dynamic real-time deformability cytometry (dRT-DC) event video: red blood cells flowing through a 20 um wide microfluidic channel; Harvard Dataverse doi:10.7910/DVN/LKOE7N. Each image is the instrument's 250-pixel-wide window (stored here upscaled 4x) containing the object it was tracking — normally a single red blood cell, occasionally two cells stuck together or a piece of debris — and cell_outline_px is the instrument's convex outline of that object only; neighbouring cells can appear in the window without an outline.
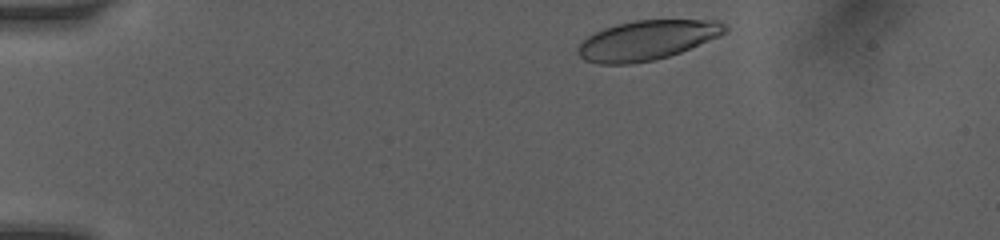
{"species": "human", "species_latin": "Homo sapiens", "temperature_condition": "room temperature", "stored_images_in_passage": 31, "camera_frame_rate_fps": 3000, "um_per_image_px": 0.085, "donor": {"sex": "female"}, "frame": {"image": 1, "passage_image": 2, "time_ms": 0.333, "image_size_px": [1000, 240], "cell_outline_px": [[728, 32], [720, 36], [680, 52], [668, 56], [652, 60], [632, 64], [600, 64], [584, 60], [576, 52], [576, 48], [580, 40], [604, 28], [616, 24], [636, 20], [720, 20], [728, 24]], "centroid_in_image_um": [55.0, 3.41], "position_along_channel_um": 30.0, "area_um2": 34.22}}
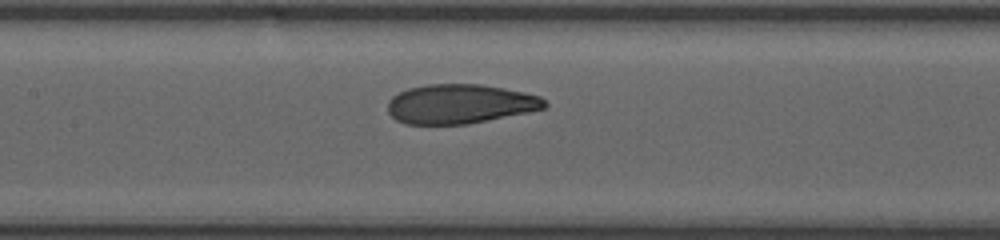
{"frame": {"image": 2, "passage_image": 16, "time_ms": 5.667, "image_size_px": [1000, 240], "cell_outline_px": [[548, 104], [544, 108], [528, 112], [464, 124], [404, 124], [396, 120], [388, 112], [388, 100], [392, 96], [408, 88], [428, 84], [480, 84], [504, 88], [524, 92], [540, 96]], "centroid_in_image_um": [39.07, 8.83], "position_along_channel_um": 168.3, "area_um2": 35.84}}
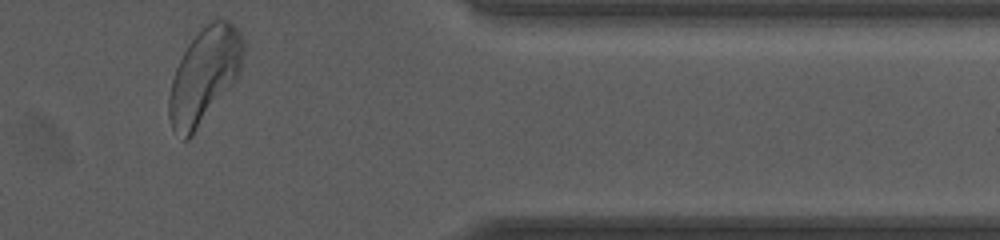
{"frame": {"image": 3, "passage_image": 31, "time_ms": 11.667, "image_size_px": [1000, 240], "cell_outline_px": [[244, 56], [240, 72], [236, 80], [192, 136], [188, 140], [184, 140], [172, 128], [168, 116], [168, 100], [172, 80], [176, 68], [188, 44], [200, 28], [212, 20], [224, 16], [240, 32], [244, 40]], "centroid_in_image_um": [17.39, 6.38], "position_along_channel_um": 394.0, "area_um2": 41.38}, "authors_computed_cell_mechanics": {"area_um2": 36.8186, "velocity_mm_per_s": 4.0762, "shape_relaxation_time_tau1_ms": 3.1267, "shape_relaxation_time_tau2_ms": 1.0118, "deformation_change_tau1": 0.1468, "deformation_change_tau2": 0.0664}}